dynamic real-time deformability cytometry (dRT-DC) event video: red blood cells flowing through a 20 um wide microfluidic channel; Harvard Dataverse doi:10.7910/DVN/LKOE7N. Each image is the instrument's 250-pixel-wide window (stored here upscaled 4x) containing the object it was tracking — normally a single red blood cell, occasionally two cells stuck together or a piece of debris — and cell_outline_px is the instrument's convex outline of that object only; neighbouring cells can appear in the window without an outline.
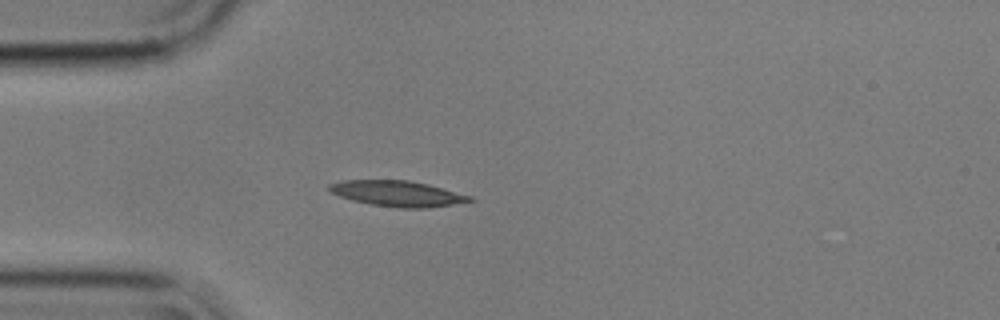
{"species": "common noctule bat (a hibernating species)", "species_latin": "Nyctalus noctula", "temperature_condition": "cold", "stored_images_in_passage": 42, "camera_frame_rate_fps": 3000, "um_per_image_px": 0.085, "animal": {"sex": "male", "body_mass_g": 17.9}, "frame": {"image": 1, "passage_image": 1, "time_ms": 0.0, "image_size_px": [1000, 320], "cell_outline_px": [[476, 200], [428, 208], [400, 208], [368, 204], [352, 200], [340, 196], [332, 192], [328, 188], [328, 184], [340, 180], [408, 180], [428, 184], [472, 196]], "centroid_in_image_um": [33.78, 16.45], "position_along_channel_um": 51.2, "area_um2": 21.04}}
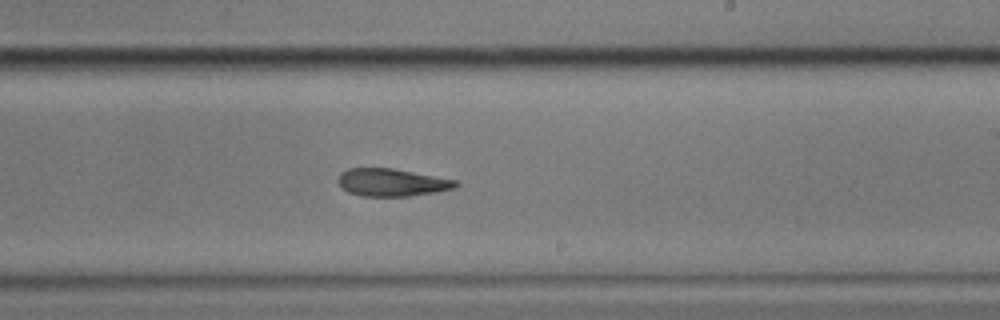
{"frame": {"image": 2, "passage_image": 19, "time_ms": 6.0, "image_size_px": [1000, 320], "cell_outline_px": [[460, 184], [456, 188], [436, 192], [408, 196], [360, 196], [348, 192], [336, 180], [340, 172], [348, 168], [392, 168], [456, 180]], "centroid_in_image_um": [33.29, 15.5], "position_along_channel_um": 255.7, "area_um2": 18.96}}
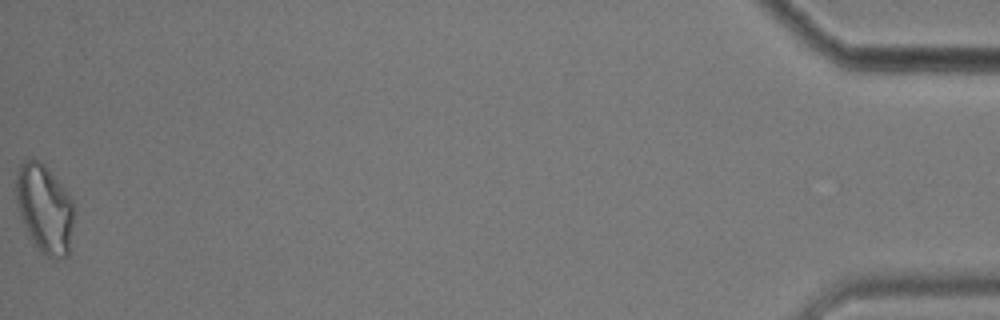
{"frame": {"image": 3, "passage_image": 42, "time_ms": 13.667, "image_size_px": [1000, 320], "cell_outline_px": [[76, 212], [68, 256], [60, 260], [56, 260], [40, 252], [36, 248], [24, 224], [16, 200], [16, 176], [20, 164], [24, 160], [32, 156], [40, 160], [44, 164], [64, 188], [72, 200], [76, 208]], "centroid_in_image_um": [3.83, 17.74], "position_along_channel_um": 431.4, "area_um2": 30.4}}